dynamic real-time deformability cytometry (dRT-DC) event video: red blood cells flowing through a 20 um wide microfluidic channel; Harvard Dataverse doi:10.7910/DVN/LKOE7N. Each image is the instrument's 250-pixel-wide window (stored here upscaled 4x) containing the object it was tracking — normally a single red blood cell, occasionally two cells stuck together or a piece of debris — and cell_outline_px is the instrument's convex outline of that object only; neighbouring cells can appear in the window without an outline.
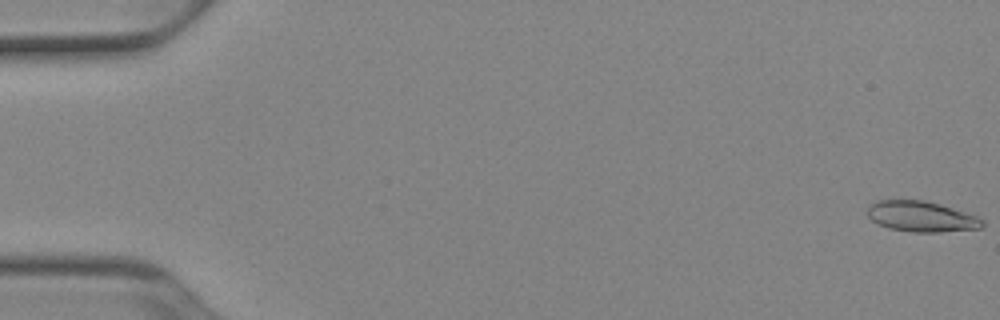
{"species": "Egyptian fruit bat (a non-hibernating species)", "species_latin": "Rousettus aegyptiacus", "temperature_condition": "cold", "stored_images_in_passage": 13, "camera_frame_rate_fps": 3000, "um_per_image_px": 0.085, "animal": {"sex": "female"}, "frame": {"image": 1, "passage_image": 1, "time_ms": 0.0, "image_size_px": [1000, 320], "cell_outline_px": [[984, 224], [980, 228], [940, 232], [912, 232], [888, 228], [872, 220], [868, 216], [868, 208], [872, 204], [880, 200], [924, 200], [940, 204], [976, 216], [984, 220]], "centroid_in_image_um": [78.32, 18.41], "position_along_channel_um": 6.7, "area_um2": 20.23}}